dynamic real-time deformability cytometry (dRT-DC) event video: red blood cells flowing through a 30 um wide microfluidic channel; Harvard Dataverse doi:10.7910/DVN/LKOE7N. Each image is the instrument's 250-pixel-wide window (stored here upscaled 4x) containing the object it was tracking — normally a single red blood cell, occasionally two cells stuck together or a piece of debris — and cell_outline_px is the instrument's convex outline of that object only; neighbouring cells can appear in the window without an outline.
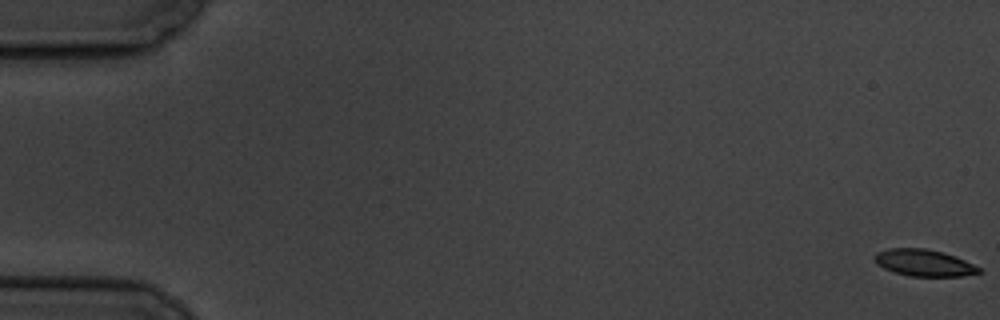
{"species": "common noctule bat (a hibernating species)", "species_latin": "Nyctalus noctula", "temperature_condition": "cold", "stored_images_in_passage": 12, "camera_frame_rate_fps": 3000, "um_per_image_px": 0.085, "animal": {"sex": "male", "body_mass_g": 19.5, "forearm_length_mm": 54.6}, "frame": {"image": 1, "passage_image": 1, "time_ms": 0.0, "image_size_px": [1000, 320], "cell_outline_px": [[984, 272], [964, 276], [908, 276], [884, 268], [876, 264], [872, 256], [876, 252], [888, 248], [924, 248], [944, 252], [956, 256], [980, 268]], "centroid_in_image_um": [78.52, 22.33], "position_along_channel_um": 6.5, "area_um2": 16.42}}
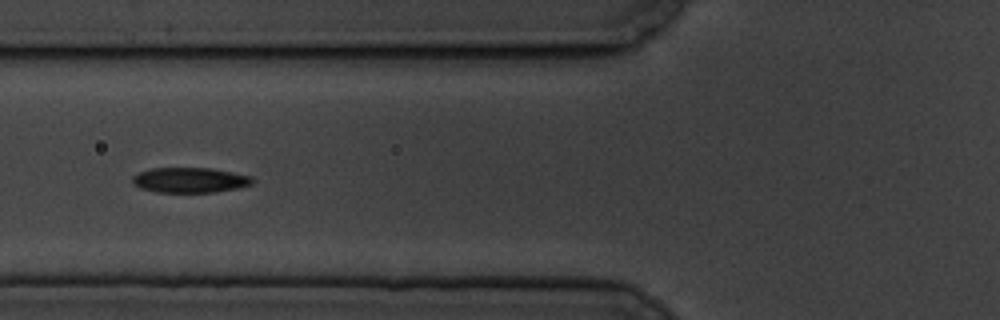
{"frame": {"image": 2, "passage_image": 7, "time_ms": 7.667, "image_size_px": [1000, 320], "cell_outline_px": [[256, 180], [252, 184], [240, 188], [216, 192], [156, 192], [140, 188], [132, 184], [132, 176], [140, 172], [152, 168], [212, 168], [252, 176]], "centroid_in_image_um": [16.17, 15.31], "position_along_channel_um": 109.6, "area_um2": 17.8}}
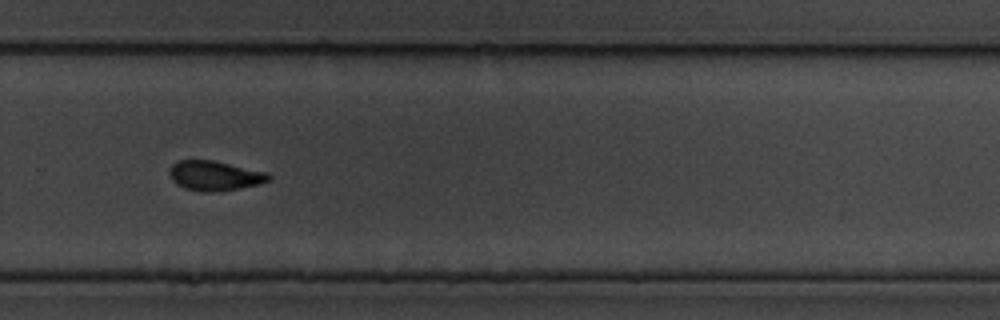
{"frame": {"image": 3, "passage_image": 12, "time_ms": 13.667, "image_size_px": [1000, 320], "cell_outline_px": [[272, 180], [260, 184], [216, 192], [200, 192], [184, 188], [176, 184], [172, 180], [168, 172], [172, 164], [176, 160], [212, 160], [268, 172], [272, 176]], "centroid_in_image_um": [18.25, 14.94], "position_along_channel_um": 311.5, "area_um2": 17.46}}